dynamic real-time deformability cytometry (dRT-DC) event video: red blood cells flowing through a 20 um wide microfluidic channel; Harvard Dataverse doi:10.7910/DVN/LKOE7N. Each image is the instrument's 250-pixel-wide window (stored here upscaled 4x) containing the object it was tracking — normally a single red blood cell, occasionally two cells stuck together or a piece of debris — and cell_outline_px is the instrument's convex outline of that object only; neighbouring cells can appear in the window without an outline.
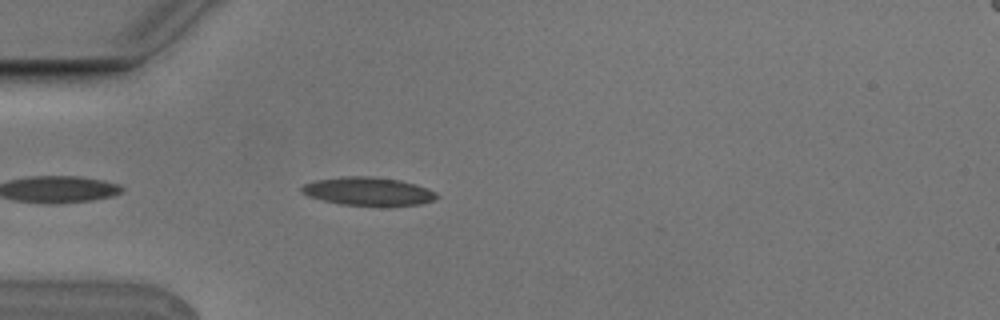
{"species": "Egyptian fruit bat (a non-hibernating species)", "species_latin": "Rousettus aegyptiacus", "temperature_condition": "cold", "stored_images_in_passage": 4, "camera_frame_rate_fps": 3000, "um_per_image_px": 0.085, "animal": {"sex": "male"}, "frame": {"image": 1, "passage_image": 4, "time_ms": 1.0, "image_size_px": [1000, 320], "cell_outline_px": [[440, 196], [436, 200], [420, 204], [340, 204], [308, 196], [300, 192], [300, 188], [304, 184], [316, 180], [340, 176], [372, 176], [400, 180], [416, 184], [428, 188], [436, 192]], "centroid_in_image_um": [31.3, 16.23], "position_along_channel_um": 53.7, "area_um2": 21.96}}